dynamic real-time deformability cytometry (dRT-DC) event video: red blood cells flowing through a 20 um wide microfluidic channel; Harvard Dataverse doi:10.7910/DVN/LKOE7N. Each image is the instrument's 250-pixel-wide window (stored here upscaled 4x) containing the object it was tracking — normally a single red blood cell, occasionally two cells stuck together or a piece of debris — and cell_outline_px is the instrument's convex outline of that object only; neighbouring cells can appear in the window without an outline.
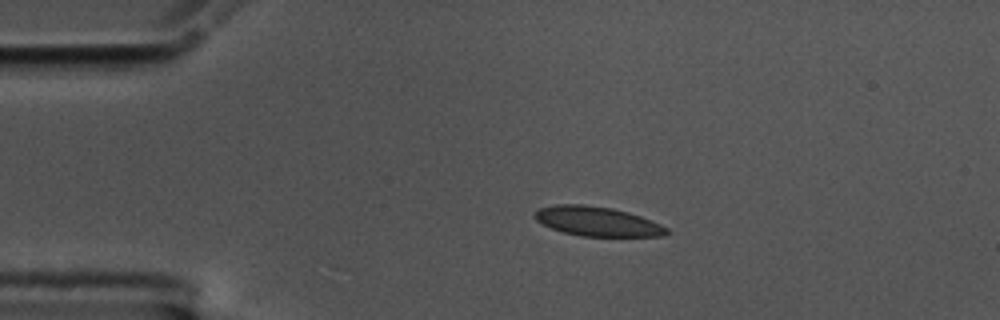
{"species": "common noctule bat (a hibernating species)", "species_latin": "Nyctalus noctula", "temperature_condition": "cold", "stored_images_in_passage": 46, "camera_frame_rate_fps": 3000, "um_per_image_px": 0.085, "animal": {"sex": "male", "body_mass_g": 17.5, "forearm_length_mm": 52.3}, "frame": {"image": 1, "passage_image": 1, "time_ms": 0.0, "image_size_px": [1000, 320], "cell_outline_px": [[672, 232], [664, 236], [580, 236], [564, 232], [552, 228], [536, 220], [532, 216], [540, 208], [556, 204], [584, 204], [612, 208], [628, 212], [640, 216], [660, 224], [668, 228]], "centroid_in_image_um": [50.79, 18.82], "position_along_channel_um": 34.2, "area_um2": 22.6}}
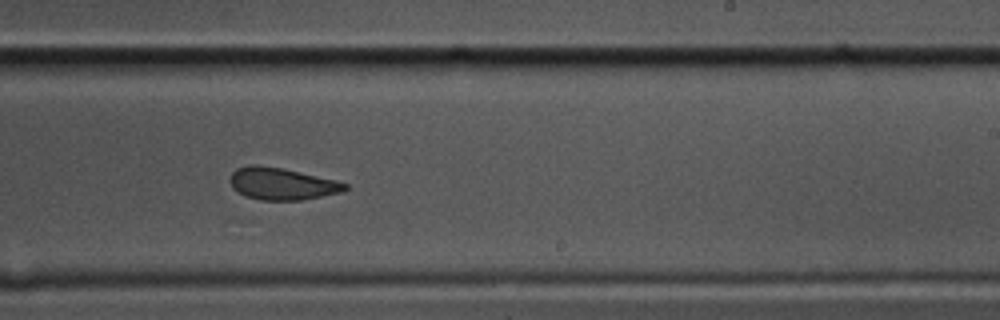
{"frame": {"image": 2, "passage_image": 24, "time_ms": 7.667, "image_size_px": [1000, 320], "cell_outline_px": [[348, 188], [344, 192], [300, 200], [260, 200], [244, 196], [232, 188], [228, 180], [228, 176], [236, 168], [252, 164], [256, 164], [280, 168], [336, 180], [348, 184]], "centroid_in_image_um": [23.91, 15.62], "position_along_channel_um": 265.1, "area_um2": 21.62}}
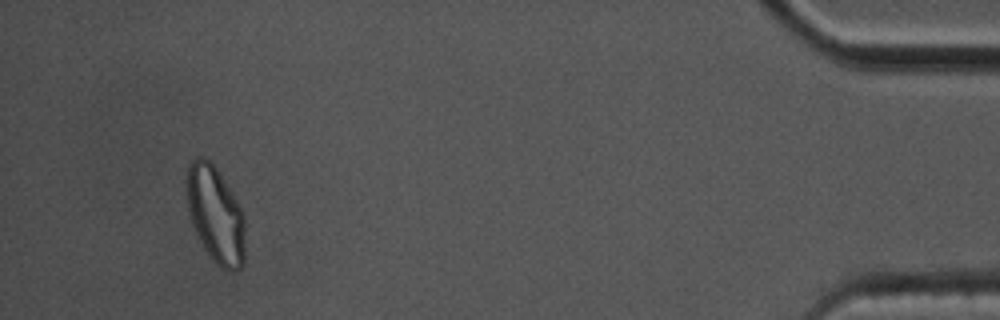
{"frame": {"image": 3, "passage_image": 43, "time_ms": 14.0, "image_size_px": [1000, 320], "cell_outline_px": [[244, 264], [240, 268], [232, 272], [228, 272], [220, 268], [212, 260], [204, 248], [196, 232], [188, 208], [188, 164], [196, 156], [204, 156], [216, 168], [244, 212]], "centroid_in_image_um": [18.35, 18.29], "position_along_channel_um": 416.9, "area_um2": 32.54}, "authors_computed_cell_mechanics": {"area_um2": 22.8599, "velocity_mm_per_s": 3.5207, "shape_relaxation_time_tau1_ms": null, "shape_relaxation_time_tau2_ms": 1.9886, "deformation_change_tau1": null, "deformation_change_tau2": 0.0581}}